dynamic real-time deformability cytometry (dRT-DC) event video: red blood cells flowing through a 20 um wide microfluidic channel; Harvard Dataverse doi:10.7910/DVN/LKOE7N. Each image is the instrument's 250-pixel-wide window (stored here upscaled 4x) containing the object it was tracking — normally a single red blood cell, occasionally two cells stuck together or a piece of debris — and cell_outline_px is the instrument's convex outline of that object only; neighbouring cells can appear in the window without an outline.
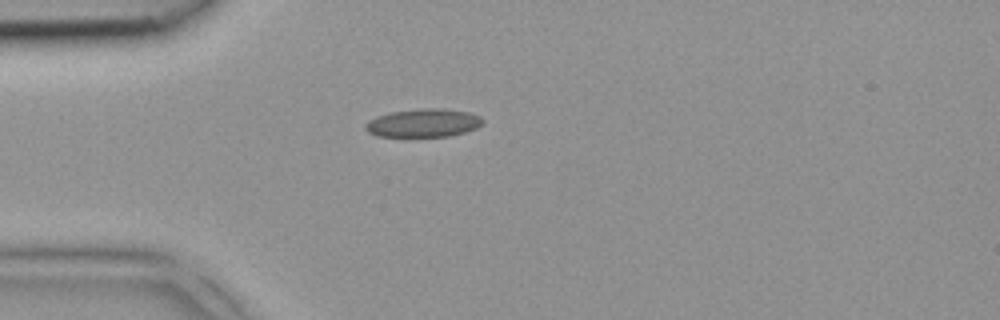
{"species": "common noctule bat (a hibernating species)", "species_latin": "Nyctalus noctula", "temperature_condition": "room temperature", "stored_images_in_passage": 1, "camera_frame_rate_fps": 3000, "um_per_image_px": 0.085, "animal": {"sex": "female", "body_mass_g": 18.4}, "frame": {"image": 1, "passage_image": 1, "time_ms": 0.0, "image_size_px": [1000, 320], "cell_outline_px": [[484, 120], [476, 128], [464, 132], [448, 136], [376, 136], [368, 132], [364, 128], [364, 124], [368, 120], [376, 116], [392, 112], [420, 108], [444, 108], [468, 112], [480, 116]], "centroid_in_image_um": [35.95, 10.44], "position_along_channel_um": 49.0, "area_um2": 19.31}}